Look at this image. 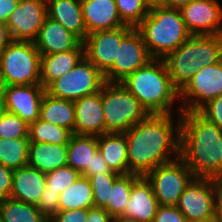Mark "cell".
<instances>
[{
	"instance_id": "1",
	"label": "cell",
	"mask_w": 222,
	"mask_h": 222,
	"mask_svg": "<svg viewBox=\"0 0 222 222\" xmlns=\"http://www.w3.org/2000/svg\"><path fill=\"white\" fill-rule=\"evenodd\" d=\"M181 113L148 114L125 132L128 167L144 176L180 157Z\"/></svg>"
},
{
	"instance_id": "2",
	"label": "cell",
	"mask_w": 222,
	"mask_h": 222,
	"mask_svg": "<svg viewBox=\"0 0 222 222\" xmlns=\"http://www.w3.org/2000/svg\"><path fill=\"white\" fill-rule=\"evenodd\" d=\"M180 158L195 177L222 178V130L198 111L181 112Z\"/></svg>"
},
{
	"instance_id": "3",
	"label": "cell",
	"mask_w": 222,
	"mask_h": 222,
	"mask_svg": "<svg viewBox=\"0 0 222 222\" xmlns=\"http://www.w3.org/2000/svg\"><path fill=\"white\" fill-rule=\"evenodd\" d=\"M121 83L140 102L148 114L182 112L180 101H178L180 100L179 89L173 84L163 59H151L145 66L128 75Z\"/></svg>"
},
{
	"instance_id": "4",
	"label": "cell",
	"mask_w": 222,
	"mask_h": 222,
	"mask_svg": "<svg viewBox=\"0 0 222 222\" xmlns=\"http://www.w3.org/2000/svg\"><path fill=\"white\" fill-rule=\"evenodd\" d=\"M136 28L142 34L149 55L156 59H163L191 36L180 9L159 4L150 6L149 13Z\"/></svg>"
},
{
	"instance_id": "5",
	"label": "cell",
	"mask_w": 222,
	"mask_h": 222,
	"mask_svg": "<svg viewBox=\"0 0 222 222\" xmlns=\"http://www.w3.org/2000/svg\"><path fill=\"white\" fill-rule=\"evenodd\" d=\"M163 60L173 84L180 90L200 68L222 60V35H191Z\"/></svg>"
},
{
	"instance_id": "6",
	"label": "cell",
	"mask_w": 222,
	"mask_h": 222,
	"mask_svg": "<svg viewBox=\"0 0 222 222\" xmlns=\"http://www.w3.org/2000/svg\"><path fill=\"white\" fill-rule=\"evenodd\" d=\"M100 90L105 133H125L148 115L121 82H105Z\"/></svg>"
},
{
	"instance_id": "7",
	"label": "cell",
	"mask_w": 222,
	"mask_h": 222,
	"mask_svg": "<svg viewBox=\"0 0 222 222\" xmlns=\"http://www.w3.org/2000/svg\"><path fill=\"white\" fill-rule=\"evenodd\" d=\"M41 55L31 41L12 40L0 52V69L6 85L41 84Z\"/></svg>"
},
{
	"instance_id": "8",
	"label": "cell",
	"mask_w": 222,
	"mask_h": 222,
	"mask_svg": "<svg viewBox=\"0 0 222 222\" xmlns=\"http://www.w3.org/2000/svg\"><path fill=\"white\" fill-rule=\"evenodd\" d=\"M144 177L151 184L158 204L161 206H177L180 196L195 178L180 157L157 166Z\"/></svg>"
},
{
	"instance_id": "9",
	"label": "cell",
	"mask_w": 222,
	"mask_h": 222,
	"mask_svg": "<svg viewBox=\"0 0 222 222\" xmlns=\"http://www.w3.org/2000/svg\"><path fill=\"white\" fill-rule=\"evenodd\" d=\"M104 75L85 56L62 77L53 81L46 92L57 98L75 101L100 91Z\"/></svg>"
},
{
	"instance_id": "10",
	"label": "cell",
	"mask_w": 222,
	"mask_h": 222,
	"mask_svg": "<svg viewBox=\"0 0 222 222\" xmlns=\"http://www.w3.org/2000/svg\"><path fill=\"white\" fill-rule=\"evenodd\" d=\"M222 95V60L200 68L179 90L182 112L199 111L209 101Z\"/></svg>"
},
{
	"instance_id": "11",
	"label": "cell",
	"mask_w": 222,
	"mask_h": 222,
	"mask_svg": "<svg viewBox=\"0 0 222 222\" xmlns=\"http://www.w3.org/2000/svg\"><path fill=\"white\" fill-rule=\"evenodd\" d=\"M177 208L188 222L217 216V179L195 177L180 196Z\"/></svg>"
},
{
	"instance_id": "12",
	"label": "cell",
	"mask_w": 222,
	"mask_h": 222,
	"mask_svg": "<svg viewBox=\"0 0 222 222\" xmlns=\"http://www.w3.org/2000/svg\"><path fill=\"white\" fill-rule=\"evenodd\" d=\"M153 59L146 48L142 34L133 28L118 46L113 66L104 74L105 82H121L138 68Z\"/></svg>"
},
{
	"instance_id": "13",
	"label": "cell",
	"mask_w": 222,
	"mask_h": 222,
	"mask_svg": "<svg viewBox=\"0 0 222 222\" xmlns=\"http://www.w3.org/2000/svg\"><path fill=\"white\" fill-rule=\"evenodd\" d=\"M133 28L125 25L88 34L83 41L85 57L104 75L113 66L122 39Z\"/></svg>"
},
{
	"instance_id": "14",
	"label": "cell",
	"mask_w": 222,
	"mask_h": 222,
	"mask_svg": "<svg viewBox=\"0 0 222 222\" xmlns=\"http://www.w3.org/2000/svg\"><path fill=\"white\" fill-rule=\"evenodd\" d=\"M46 17V0H20L6 22L11 39L34 42Z\"/></svg>"
},
{
	"instance_id": "15",
	"label": "cell",
	"mask_w": 222,
	"mask_h": 222,
	"mask_svg": "<svg viewBox=\"0 0 222 222\" xmlns=\"http://www.w3.org/2000/svg\"><path fill=\"white\" fill-rule=\"evenodd\" d=\"M222 2L193 0L180 11L191 35H222Z\"/></svg>"
},
{
	"instance_id": "16",
	"label": "cell",
	"mask_w": 222,
	"mask_h": 222,
	"mask_svg": "<svg viewBox=\"0 0 222 222\" xmlns=\"http://www.w3.org/2000/svg\"><path fill=\"white\" fill-rule=\"evenodd\" d=\"M46 89L41 84L6 85L5 109L30 125L40 118V107Z\"/></svg>"
},
{
	"instance_id": "17",
	"label": "cell",
	"mask_w": 222,
	"mask_h": 222,
	"mask_svg": "<svg viewBox=\"0 0 222 222\" xmlns=\"http://www.w3.org/2000/svg\"><path fill=\"white\" fill-rule=\"evenodd\" d=\"M75 126L73 134L100 136L105 134L101 90L74 101Z\"/></svg>"
},
{
	"instance_id": "18",
	"label": "cell",
	"mask_w": 222,
	"mask_h": 222,
	"mask_svg": "<svg viewBox=\"0 0 222 222\" xmlns=\"http://www.w3.org/2000/svg\"><path fill=\"white\" fill-rule=\"evenodd\" d=\"M158 206L151 184L144 176H141L132 185L130 198L124 212L117 219L153 222Z\"/></svg>"
},
{
	"instance_id": "19",
	"label": "cell",
	"mask_w": 222,
	"mask_h": 222,
	"mask_svg": "<svg viewBox=\"0 0 222 222\" xmlns=\"http://www.w3.org/2000/svg\"><path fill=\"white\" fill-rule=\"evenodd\" d=\"M83 41L59 22L46 17L34 41L41 56L76 49Z\"/></svg>"
},
{
	"instance_id": "20",
	"label": "cell",
	"mask_w": 222,
	"mask_h": 222,
	"mask_svg": "<svg viewBox=\"0 0 222 222\" xmlns=\"http://www.w3.org/2000/svg\"><path fill=\"white\" fill-rule=\"evenodd\" d=\"M81 6L87 35L125 26L115 0H81Z\"/></svg>"
},
{
	"instance_id": "21",
	"label": "cell",
	"mask_w": 222,
	"mask_h": 222,
	"mask_svg": "<svg viewBox=\"0 0 222 222\" xmlns=\"http://www.w3.org/2000/svg\"><path fill=\"white\" fill-rule=\"evenodd\" d=\"M46 186V173L30 166L13 171L11 198L37 206Z\"/></svg>"
},
{
	"instance_id": "22",
	"label": "cell",
	"mask_w": 222,
	"mask_h": 222,
	"mask_svg": "<svg viewBox=\"0 0 222 222\" xmlns=\"http://www.w3.org/2000/svg\"><path fill=\"white\" fill-rule=\"evenodd\" d=\"M84 56L83 42L76 49L41 56V85L46 89L53 81L73 69Z\"/></svg>"
},
{
	"instance_id": "23",
	"label": "cell",
	"mask_w": 222,
	"mask_h": 222,
	"mask_svg": "<svg viewBox=\"0 0 222 222\" xmlns=\"http://www.w3.org/2000/svg\"><path fill=\"white\" fill-rule=\"evenodd\" d=\"M46 4L47 17L59 22L82 41L86 39L81 0H46Z\"/></svg>"
},
{
	"instance_id": "24",
	"label": "cell",
	"mask_w": 222,
	"mask_h": 222,
	"mask_svg": "<svg viewBox=\"0 0 222 222\" xmlns=\"http://www.w3.org/2000/svg\"><path fill=\"white\" fill-rule=\"evenodd\" d=\"M68 144L29 143L28 166L47 173L67 165Z\"/></svg>"
},
{
	"instance_id": "25",
	"label": "cell",
	"mask_w": 222,
	"mask_h": 222,
	"mask_svg": "<svg viewBox=\"0 0 222 222\" xmlns=\"http://www.w3.org/2000/svg\"><path fill=\"white\" fill-rule=\"evenodd\" d=\"M98 151L112 171L118 174L132 173L128 167L125 133H105L98 136Z\"/></svg>"
},
{
	"instance_id": "26",
	"label": "cell",
	"mask_w": 222,
	"mask_h": 222,
	"mask_svg": "<svg viewBox=\"0 0 222 222\" xmlns=\"http://www.w3.org/2000/svg\"><path fill=\"white\" fill-rule=\"evenodd\" d=\"M40 119L62 126L73 133L75 126L74 101L53 97L45 92L40 107Z\"/></svg>"
},
{
	"instance_id": "27",
	"label": "cell",
	"mask_w": 222,
	"mask_h": 222,
	"mask_svg": "<svg viewBox=\"0 0 222 222\" xmlns=\"http://www.w3.org/2000/svg\"><path fill=\"white\" fill-rule=\"evenodd\" d=\"M97 151L98 136L72 134L68 143L67 165L82 174L87 167H91Z\"/></svg>"
},
{
	"instance_id": "28",
	"label": "cell",
	"mask_w": 222,
	"mask_h": 222,
	"mask_svg": "<svg viewBox=\"0 0 222 222\" xmlns=\"http://www.w3.org/2000/svg\"><path fill=\"white\" fill-rule=\"evenodd\" d=\"M94 207L92 187L87 177L80 176L59 196V209H89Z\"/></svg>"
},
{
	"instance_id": "29",
	"label": "cell",
	"mask_w": 222,
	"mask_h": 222,
	"mask_svg": "<svg viewBox=\"0 0 222 222\" xmlns=\"http://www.w3.org/2000/svg\"><path fill=\"white\" fill-rule=\"evenodd\" d=\"M1 222H49L32 204L20 202L13 198L0 201Z\"/></svg>"
},
{
	"instance_id": "30",
	"label": "cell",
	"mask_w": 222,
	"mask_h": 222,
	"mask_svg": "<svg viewBox=\"0 0 222 222\" xmlns=\"http://www.w3.org/2000/svg\"><path fill=\"white\" fill-rule=\"evenodd\" d=\"M141 177L135 173L120 174L115 180L113 187H110L109 201L105 210L117 219L126 207L130 198L132 185Z\"/></svg>"
},
{
	"instance_id": "31",
	"label": "cell",
	"mask_w": 222,
	"mask_h": 222,
	"mask_svg": "<svg viewBox=\"0 0 222 222\" xmlns=\"http://www.w3.org/2000/svg\"><path fill=\"white\" fill-rule=\"evenodd\" d=\"M29 138H0V163L12 170L27 166Z\"/></svg>"
},
{
	"instance_id": "32",
	"label": "cell",
	"mask_w": 222,
	"mask_h": 222,
	"mask_svg": "<svg viewBox=\"0 0 222 222\" xmlns=\"http://www.w3.org/2000/svg\"><path fill=\"white\" fill-rule=\"evenodd\" d=\"M72 134L70 130L40 118L30 124L28 130L29 141L32 143L68 144Z\"/></svg>"
},
{
	"instance_id": "33",
	"label": "cell",
	"mask_w": 222,
	"mask_h": 222,
	"mask_svg": "<svg viewBox=\"0 0 222 222\" xmlns=\"http://www.w3.org/2000/svg\"><path fill=\"white\" fill-rule=\"evenodd\" d=\"M122 22L136 28L147 16L150 3L147 0H115Z\"/></svg>"
},
{
	"instance_id": "34",
	"label": "cell",
	"mask_w": 222,
	"mask_h": 222,
	"mask_svg": "<svg viewBox=\"0 0 222 222\" xmlns=\"http://www.w3.org/2000/svg\"><path fill=\"white\" fill-rule=\"evenodd\" d=\"M119 175L118 173H101L88 177L92 187L94 207L103 209L107 207L110 187H113L114 180Z\"/></svg>"
},
{
	"instance_id": "35",
	"label": "cell",
	"mask_w": 222,
	"mask_h": 222,
	"mask_svg": "<svg viewBox=\"0 0 222 222\" xmlns=\"http://www.w3.org/2000/svg\"><path fill=\"white\" fill-rule=\"evenodd\" d=\"M81 174L72 167L65 165L46 173V188L49 191L62 193L72 185Z\"/></svg>"
},
{
	"instance_id": "36",
	"label": "cell",
	"mask_w": 222,
	"mask_h": 222,
	"mask_svg": "<svg viewBox=\"0 0 222 222\" xmlns=\"http://www.w3.org/2000/svg\"><path fill=\"white\" fill-rule=\"evenodd\" d=\"M29 125L18 115L5 111L0 115V138H29Z\"/></svg>"
},
{
	"instance_id": "37",
	"label": "cell",
	"mask_w": 222,
	"mask_h": 222,
	"mask_svg": "<svg viewBox=\"0 0 222 222\" xmlns=\"http://www.w3.org/2000/svg\"><path fill=\"white\" fill-rule=\"evenodd\" d=\"M59 196L60 193L49 191L45 187L44 192L41 195L39 204L37 205L39 211L42 215L50 221L56 213L60 210L59 209Z\"/></svg>"
},
{
	"instance_id": "38",
	"label": "cell",
	"mask_w": 222,
	"mask_h": 222,
	"mask_svg": "<svg viewBox=\"0 0 222 222\" xmlns=\"http://www.w3.org/2000/svg\"><path fill=\"white\" fill-rule=\"evenodd\" d=\"M198 112L222 130V95L209 101Z\"/></svg>"
},
{
	"instance_id": "39",
	"label": "cell",
	"mask_w": 222,
	"mask_h": 222,
	"mask_svg": "<svg viewBox=\"0 0 222 222\" xmlns=\"http://www.w3.org/2000/svg\"><path fill=\"white\" fill-rule=\"evenodd\" d=\"M153 222H188L177 206H158Z\"/></svg>"
},
{
	"instance_id": "40",
	"label": "cell",
	"mask_w": 222,
	"mask_h": 222,
	"mask_svg": "<svg viewBox=\"0 0 222 222\" xmlns=\"http://www.w3.org/2000/svg\"><path fill=\"white\" fill-rule=\"evenodd\" d=\"M88 209L59 210L49 222H87Z\"/></svg>"
},
{
	"instance_id": "41",
	"label": "cell",
	"mask_w": 222,
	"mask_h": 222,
	"mask_svg": "<svg viewBox=\"0 0 222 222\" xmlns=\"http://www.w3.org/2000/svg\"><path fill=\"white\" fill-rule=\"evenodd\" d=\"M103 173H116L111 170L107 165L106 161L102 157L101 153L97 151L92 158L91 167H87L86 170L81 174L83 177L94 176Z\"/></svg>"
},
{
	"instance_id": "42",
	"label": "cell",
	"mask_w": 222,
	"mask_h": 222,
	"mask_svg": "<svg viewBox=\"0 0 222 222\" xmlns=\"http://www.w3.org/2000/svg\"><path fill=\"white\" fill-rule=\"evenodd\" d=\"M13 171L0 163V201L11 196Z\"/></svg>"
},
{
	"instance_id": "43",
	"label": "cell",
	"mask_w": 222,
	"mask_h": 222,
	"mask_svg": "<svg viewBox=\"0 0 222 222\" xmlns=\"http://www.w3.org/2000/svg\"><path fill=\"white\" fill-rule=\"evenodd\" d=\"M116 219L112 217L105 209L92 207L88 209L87 222H115Z\"/></svg>"
},
{
	"instance_id": "44",
	"label": "cell",
	"mask_w": 222,
	"mask_h": 222,
	"mask_svg": "<svg viewBox=\"0 0 222 222\" xmlns=\"http://www.w3.org/2000/svg\"><path fill=\"white\" fill-rule=\"evenodd\" d=\"M20 0H0V21L6 23Z\"/></svg>"
},
{
	"instance_id": "45",
	"label": "cell",
	"mask_w": 222,
	"mask_h": 222,
	"mask_svg": "<svg viewBox=\"0 0 222 222\" xmlns=\"http://www.w3.org/2000/svg\"><path fill=\"white\" fill-rule=\"evenodd\" d=\"M12 41L7 25L0 21V52Z\"/></svg>"
},
{
	"instance_id": "46",
	"label": "cell",
	"mask_w": 222,
	"mask_h": 222,
	"mask_svg": "<svg viewBox=\"0 0 222 222\" xmlns=\"http://www.w3.org/2000/svg\"><path fill=\"white\" fill-rule=\"evenodd\" d=\"M191 1L193 0H161L159 5L169 8L181 9L183 6L188 5Z\"/></svg>"
},
{
	"instance_id": "47",
	"label": "cell",
	"mask_w": 222,
	"mask_h": 222,
	"mask_svg": "<svg viewBox=\"0 0 222 222\" xmlns=\"http://www.w3.org/2000/svg\"><path fill=\"white\" fill-rule=\"evenodd\" d=\"M217 216L222 222V180L217 179Z\"/></svg>"
},
{
	"instance_id": "48",
	"label": "cell",
	"mask_w": 222,
	"mask_h": 222,
	"mask_svg": "<svg viewBox=\"0 0 222 222\" xmlns=\"http://www.w3.org/2000/svg\"><path fill=\"white\" fill-rule=\"evenodd\" d=\"M5 111L6 109H5L4 92H0V115H2Z\"/></svg>"
},
{
	"instance_id": "49",
	"label": "cell",
	"mask_w": 222,
	"mask_h": 222,
	"mask_svg": "<svg viewBox=\"0 0 222 222\" xmlns=\"http://www.w3.org/2000/svg\"><path fill=\"white\" fill-rule=\"evenodd\" d=\"M5 88H6V83L4 81V77L0 69V92H4Z\"/></svg>"
},
{
	"instance_id": "50",
	"label": "cell",
	"mask_w": 222,
	"mask_h": 222,
	"mask_svg": "<svg viewBox=\"0 0 222 222\" xmlns=\"http://www.w3.org/2000/svg\"><path fill=\"white\" fill-rule=\"evenodd\" d=\"M192 222H221L218 216L209 218L207 220H200V221H192Z\"/></svg>"
},
{
	"instance_id": "51",
	"label": "cell",
	"mask_w": 222,
	"mask_h": 222,
	"mask_svg": "<svg viewBox=\"0 0 222 222\" xmlns=\"http://www.w3.org/2000/svg\"><path fill=\"white\" fill-rule=\"evenodd\" d=\"M147 1L150 3V5L159 4L161 2V0H147Z\"/></svg>"
},
{
	"instance_id": "52",
	"label": "cell",
	"mask_w": 222,
	"mask_h": 222,
	"mask_svg": "<svg viewBox=\"0 0 222 222\" xmlns=\"http://www.w3.org/2000/svg\"><path fill=\"white\" fill-rule=\"evenodd\" d=\"M115 222H136V221L125 220V219H116Z\"/></svg>"
}]
</instances>
